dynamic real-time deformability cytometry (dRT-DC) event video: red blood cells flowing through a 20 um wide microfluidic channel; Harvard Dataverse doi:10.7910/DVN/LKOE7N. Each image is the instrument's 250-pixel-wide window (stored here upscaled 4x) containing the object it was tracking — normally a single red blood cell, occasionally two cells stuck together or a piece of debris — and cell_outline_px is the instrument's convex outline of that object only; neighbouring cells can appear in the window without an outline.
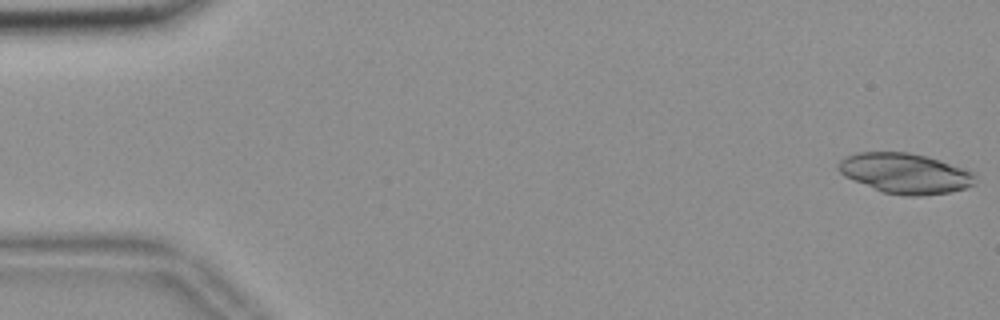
{"species": "common noctule bat (a hibernating species)", "species_latin": "Nyctalus noctula", "temperature_condition": "room temperature", "stored_images_in_passage": 56, "camera_frame_rate_fps": 3000, "um_per_image_px": 0.085, "animal": {"sex": "female", "body_mass_g": 18.4}, "frame": {"image": 1, "passage_image": 1, "time_ms": 0.0, "image_size_px": [1000, 320], "cell_outline_px": [[976, 184], [964, 188], [948, 192], [920, 196], [904, 196], [884, 192], [844, 176], [836, 168], [836, 164], [844, 156], [856, 152], [908, 152], [928, 156], [976, 172]], "centroid_in_image_um": [76.95, 14.72], "position_along_channel_um": 8.1, "area_um2": 32.31}}